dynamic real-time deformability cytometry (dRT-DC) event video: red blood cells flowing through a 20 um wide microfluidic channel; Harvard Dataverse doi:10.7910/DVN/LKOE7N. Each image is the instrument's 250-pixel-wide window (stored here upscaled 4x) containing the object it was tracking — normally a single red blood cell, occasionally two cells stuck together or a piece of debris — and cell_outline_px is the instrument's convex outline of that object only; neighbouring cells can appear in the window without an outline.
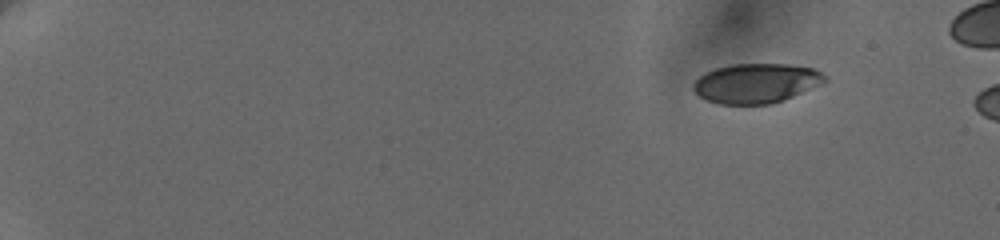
{"species": "human", "species_latin": "Homo sapiens", "temperature_condition": "cold", "stored_images_in_passage": 6, "camera_frame_rate_fps": 3000, "um_per_image_px": 0.085, "donor": {"sex": "female"}, "frame": {"image": 1, "passage_image": 1, "time_ms": 0.0, "image_size_px": [1000, 240], "cell_outline_px": [[828, 80], [820, 84], [784, 100], [768, 104], [720, 104], [708, 100], [700, 96], [692, 88], [692, 84], [704, 72], [716, 68], [732, 64], [788, 64], [812, 68], [828, 76]], "centroid_in_image_um": [64.27, 7.07], "position_along_channel_um": 20.7, "area_um2": 30.23}}